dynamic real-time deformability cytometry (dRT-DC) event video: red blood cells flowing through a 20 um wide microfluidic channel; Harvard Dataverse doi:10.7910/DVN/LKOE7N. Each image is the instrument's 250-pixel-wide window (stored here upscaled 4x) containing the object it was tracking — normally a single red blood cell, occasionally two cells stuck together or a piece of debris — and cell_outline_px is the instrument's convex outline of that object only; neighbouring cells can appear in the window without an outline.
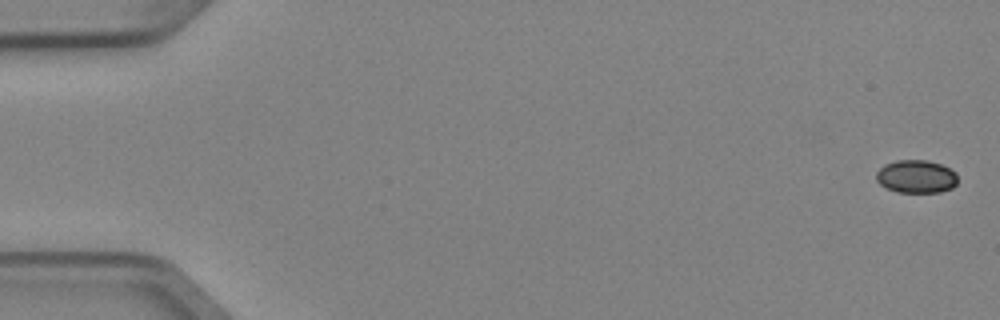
{"species": "Egyptian fruit bat (a non-hibernating species)", "species_latin": "Rousettus aegyptiacus", "temperature_condition": "cold", "stored_images_in_passage": 5, "camera_frame_rate_fps": 3000, "um_per_image_px": 0.085, "animal": {"sex": "female"}, "frame": {"image": 1, "passage_image": 1, "time_ms": 0.0, "image_size_px": [1000, 320], "cell_outline_px": [[956, 184], [952, 188], [940, 192], [896, 192], [880, 184], [876, 180], [876, 172], [884, 164], [896, 160], [928, 160], [940, 164], [956, 172]], "centroid_in_image_um": [77.86, 15.0], "position_along_channel_um": 7.1, "area_um2": 15.66}}
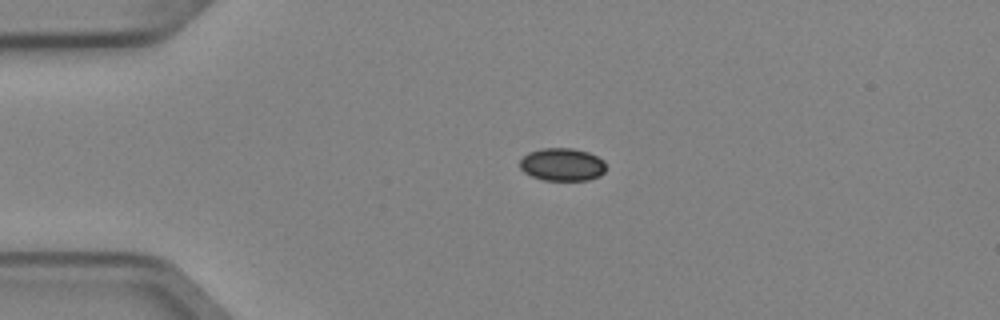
{"frame": {"image": 2, "passage_image": 4, "time_ms": 1.0, "image_size_px": [1000, 320], "cell_outline_px": [[604, 172], [600, 176], [588, 180], [544, 180], [532, 176], [524, 172], [520, 168], [520, 160], [528, 152], [544, 148], [572, 148], [588, 152], [604, 160]], "centroid_in_image_um": [47.78, 13.98], "position_along_channel_um": 37.2, "area_um2": 16.42}}